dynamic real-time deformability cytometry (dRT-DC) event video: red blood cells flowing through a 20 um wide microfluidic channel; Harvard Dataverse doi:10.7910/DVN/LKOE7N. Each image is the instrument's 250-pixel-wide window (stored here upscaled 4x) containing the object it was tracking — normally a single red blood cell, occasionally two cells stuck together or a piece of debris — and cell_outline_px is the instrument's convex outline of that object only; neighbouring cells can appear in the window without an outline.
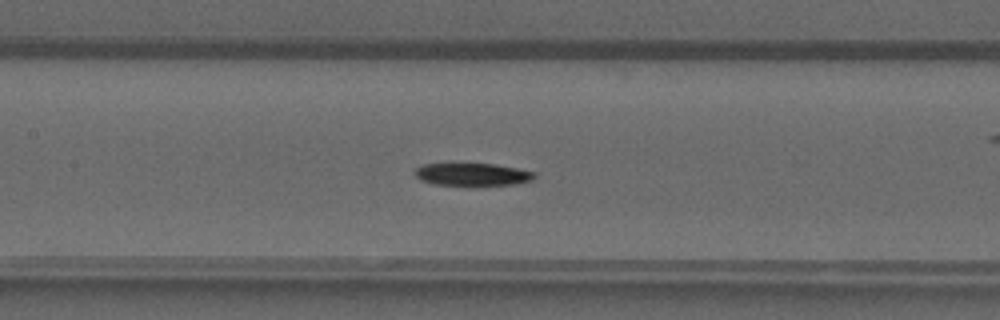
{"species": "common noctule bat (a hibernating species)", "species_latin": "Nyctalus noctula", "temperature_condition": "warm", "stored_images_in_passage": 51, "camera_frame_rate_fps": 3000, "um_per_image_px": 0.085, "animal": {"sex": "male", "forearm_length_mm": 52.5}, "frame": {"image": 1, "passage_image": 24, "time_ms": 7.667, "image_size_px": [1000, 320], "cell_outline_px": [[536, 176], [532, 180], [516, 184], [432, 184], [420, 180], [412, 172], [416, 168], [424, 164], [452, 160], [496, 164], [536, 172]], "centroid_in_image_um": [40.07, 14.75], "position_along_channel_um": 167.3, "area_um2": 16.47}}
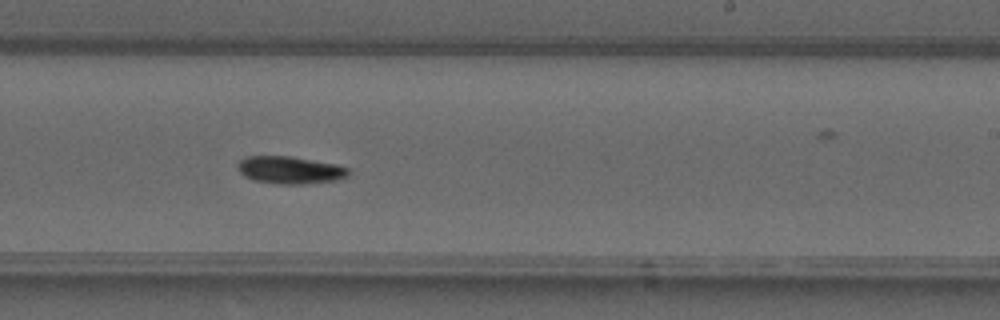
{"frame": {"image": 2, "passage_image": 31, "time_ms": 10.0, "image_size_px": [1000, 320], "cell_outline_px": [[348, 176], [336, 180], [304, 184], [280, 184], [252, 180], [244, 176], [236, 168], [236, 164], [240, 160], [248, 156], [288, 156], [336, 164], [348, 168]], "centroid_in_image_um": [24.6, 14.45], "position_along_channel_um": 264.4, "area_um2": 17.69}}
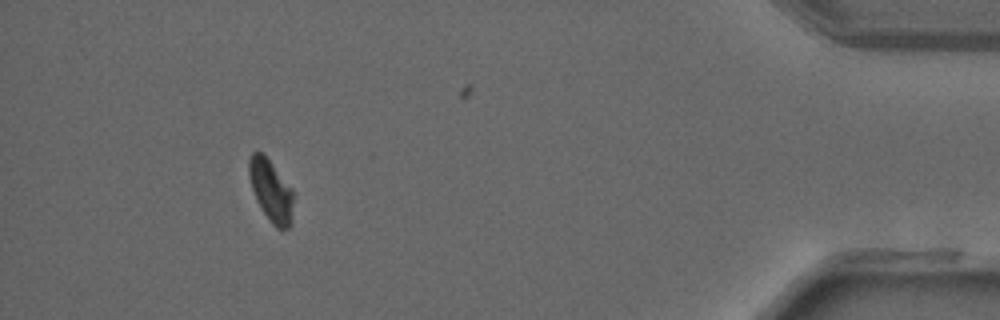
{"frame": {"image": 3, "passage_image": 46, "time_ms": 15.0, "image_size_px": [1000, 320], "cell_outline_px": [[292, 224], [288, 228], [276, 228], [272, 224], [256, 200], [248, 176], [248, 160], [252, 152], [260, 152], [268, 160], [292, 188]], "centroid_in_image_um": [23.01, 16.22], "position_along_channel_um": 412.2, "area_um2": 15.72}, "authors_computed_cell_mechanics": {"area_um2": 16.7042, "velocity_mm_per_s": 4.1831, "shape_relaxation_time_tau1_ms": 5.28, "shape_relaxation_time_tau2_ms": 2.6352, "deformation_change_tau1": 0.1879, "deformation_change_tau2": 0.0605}}